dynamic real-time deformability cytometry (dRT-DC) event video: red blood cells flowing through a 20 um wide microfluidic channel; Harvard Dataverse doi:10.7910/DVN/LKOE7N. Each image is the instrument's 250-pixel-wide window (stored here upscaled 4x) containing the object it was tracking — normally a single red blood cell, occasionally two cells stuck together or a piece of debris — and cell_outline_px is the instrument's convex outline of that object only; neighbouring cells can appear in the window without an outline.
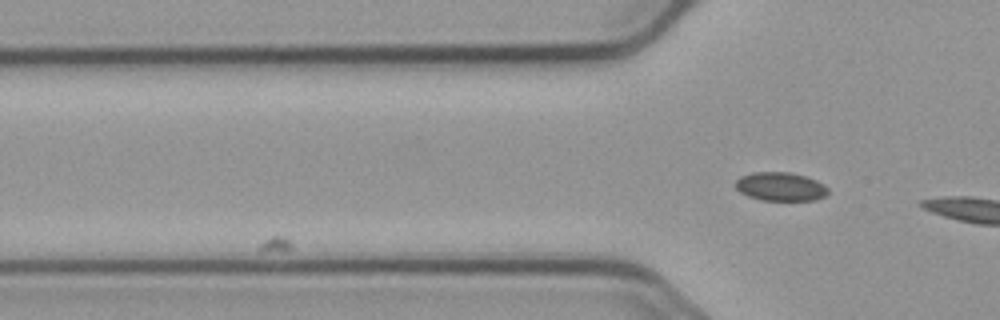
{"species": "common noctule bat (a hibernating species)", "species_latin": "Nyctalus noctula", "temperature_condition": "cold", "stored_images_in_passage": 10, "camera_frame_rate_fps": 3000, "um_per_image_px": 0.085, "animal": {"sex": "male", "body_mass_g": 23.1, "forearm_length_mm": 52.7}, "frame": {"image": 1, "passage_image": 10, "time_ms": 3.0, "image_size_px": [1000, 320], "cell_outline_px": [[828, 192], [824, 196], [816, 200], [760, 200], [748, 196], [740, 192], [736, 188], [736, 180], [740, 176], [752, 172], [788, 172], [804, 176], [816, 180], [824, 184], [828, 188]], "centroid_in_image_um": [66.33, 15.86], "position_along_channel_um": 59.5, "area_um2": 15.43}}